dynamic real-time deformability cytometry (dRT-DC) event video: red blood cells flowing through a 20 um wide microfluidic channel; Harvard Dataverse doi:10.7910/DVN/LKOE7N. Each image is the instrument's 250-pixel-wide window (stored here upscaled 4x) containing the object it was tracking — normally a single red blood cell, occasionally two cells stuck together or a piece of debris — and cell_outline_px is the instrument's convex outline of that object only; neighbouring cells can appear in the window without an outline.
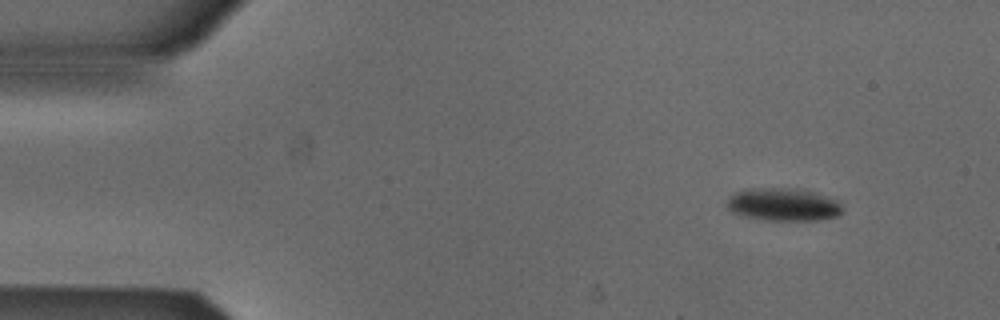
{"species": "Egyptian fruit bat (a non-hibernating species)", "species_latin": "Rousettus aegyptiacus", "temperature_condition": "cold", "stored_images_in_passage": 4, "camera_frame_rate_fps": 3000, "um_per_image_px": 0.085, "animal": {"sex": "male"}, "frame": {"image": 1, "passage_image": 1, "time_ms": 0.0, "image_size_px": [1000, 320], "cell_outline_px": [[840, 212], [836, 216], [816, 220], [768, 220], [744, 216], [732, 212], [724, 204], [728, 196], [732, 192], [748, 188], [796, 188], [812, 192], [836, 200], [840, 204]], "centroid_in_image_um": [66.46, 17.37], "position_along_channel_um": 18.5, "area_um2": 22.02}}
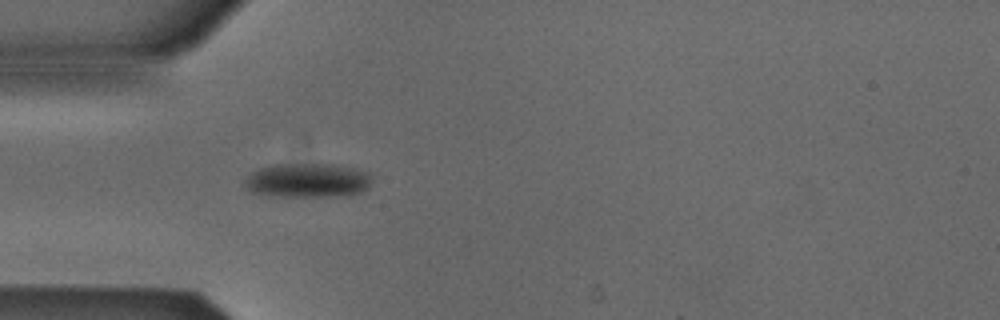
{"frame": {"image": 2, "passage_image": 4, "time_ms": 1.0, "image_size_px": [1000, 320], "cell_outline_px": [[368, 188], [352, 196], [272, 196], [252, 192], [244, 184], [244, 180], [252, 172], [260, 168], [276, 164], [332, 164], [352, 168], [368, 172]], "centroid_in_image_um": [26.12, 15.34], "position_along_channel_um": 58.9, "area_um2": 25.2}}